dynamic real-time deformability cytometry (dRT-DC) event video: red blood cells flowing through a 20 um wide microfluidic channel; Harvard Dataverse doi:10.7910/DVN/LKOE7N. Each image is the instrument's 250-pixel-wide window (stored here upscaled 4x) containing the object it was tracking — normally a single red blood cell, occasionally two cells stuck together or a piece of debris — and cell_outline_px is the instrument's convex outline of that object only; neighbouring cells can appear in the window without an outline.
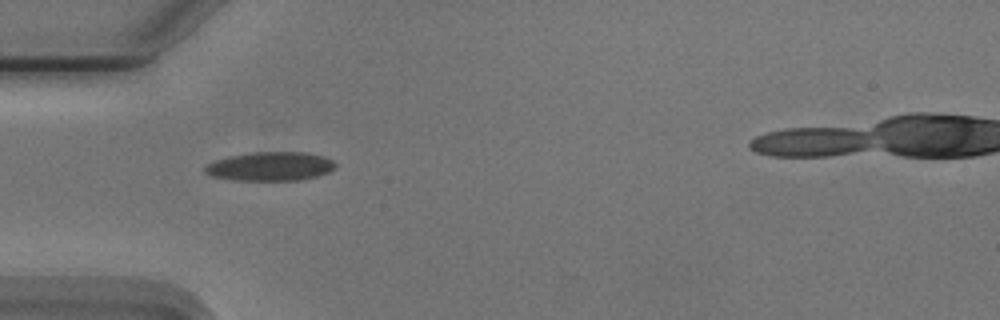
{"species": "Egyptian fruit bat (a non-hibernating species)", "species_latin": "Rousettus aegyptiacus", "temperature_condition": "cold", "stored_images_in_passage": 10, "camera_frame_rate_fps": 3000, "um_per_image_px": 0.085, "animal": {"sex": "male"}, "frame": {"image": 1, "passage_image": 1, "time_ms": 0.0, "image_size_px": [1000, 320], "cell_outline_px": [[336, 164], [328, 172], [316, 176], [300, 180], [232, 180], [212, 176], [204, 172], [204, 168], [208, 164], [216, 160], [228, 156], [252, 152], [308, 152], [324, 156], [332, 160]], "centroid_in_image_um": [22.96, 14.13], "position_along_channel_um": 62.0, "area_um2": 21.91}}
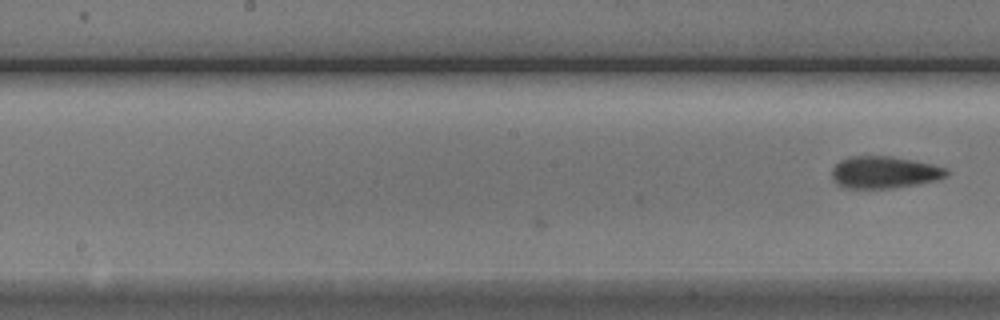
{"frame": {"image": 2, "passage_image": 10, "time_ms": 3.0, "image_size_px": [1000, 320], "cell_outline_px": [[948, 176], [936, 180], [920, 184], [892, 188], [844, 188], [832, 180], [832, 168], [840, 160], [848, 156], [892, 156], [932, 164], [948, 168]], "centroid_in_image_um": [75.17, 14.64], "position_along_channel_um": 173.0, "area_um2": 21.62}}